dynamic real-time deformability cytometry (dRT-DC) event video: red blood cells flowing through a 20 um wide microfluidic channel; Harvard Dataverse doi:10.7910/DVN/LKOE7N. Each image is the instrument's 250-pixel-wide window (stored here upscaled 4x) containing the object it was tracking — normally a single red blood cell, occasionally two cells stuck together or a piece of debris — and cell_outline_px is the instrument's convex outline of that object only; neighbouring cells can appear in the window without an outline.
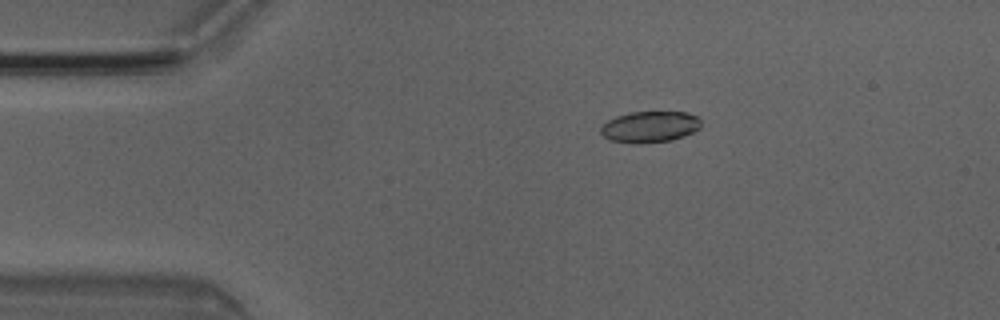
{"species": "Egyptian fruit bat (a non-hibernating species)", "species_latin": "Rousettus aegyptiacus", "temperature_condition": "room temperature", "stored_images_in_passage": 5, "camera_frame_rate_fps": 3000, "um_per_image_px": 0.085, "animal": {"sex": "male"}, "frame": {"image": 1, "passage_image": 2, "time_ms": 0.333, "image_size_px": [1000, 320], "cell_outline_px": [[700, 128], [684, 136], [672, 140], [640, 144], [632, 144], [612, 140], [604, 136], [600, 132], [600, 128], [608, 120], [616, 116], [628, 112], [688, 112], [696, 116], [700, 120]], "centroid_in_image_um": [55.23, 10.78], "position_along_channel_um": 29.8, "area_um2": 18.32}}